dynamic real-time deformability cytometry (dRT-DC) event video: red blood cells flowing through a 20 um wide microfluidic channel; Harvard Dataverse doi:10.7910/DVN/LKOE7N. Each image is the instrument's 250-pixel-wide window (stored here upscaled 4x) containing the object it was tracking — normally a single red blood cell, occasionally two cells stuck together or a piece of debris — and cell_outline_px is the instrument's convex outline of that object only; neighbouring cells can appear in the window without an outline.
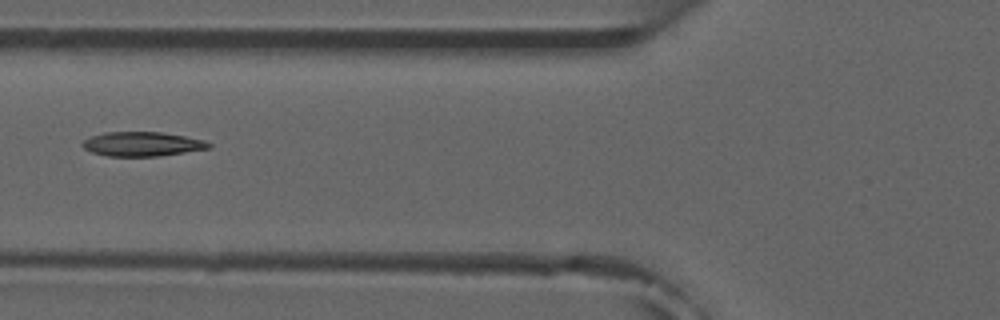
{"species": "common noctule bat (a hibernating species)", "species_latin": "Nyctalus noctula", "temperature_condition": "room temperature", "stored_images_in_passage": 6, "camera_frame_rate_fps": 3000, "um_per_image_px": 0.085, "animal": {"sex": "male", "forearm_length_mm": 52.5}, "frame": {"image": 1, "passage_image": 6, "time_ms": 5.667, "image_size_px": [1000, 320], "cell_outline_px": [[212, 148], [160, 156], [108, 156], [92, 152], [84, 148], [80, 144], [84, 140], [92, 136], [104, 132], [160, 132], [184, 136], [204, 140], [212, 144]], "centroid_in_image_um": [12.1, 12.24], "position_along_channel_um": 113.7, "area_um2": 17.92}}